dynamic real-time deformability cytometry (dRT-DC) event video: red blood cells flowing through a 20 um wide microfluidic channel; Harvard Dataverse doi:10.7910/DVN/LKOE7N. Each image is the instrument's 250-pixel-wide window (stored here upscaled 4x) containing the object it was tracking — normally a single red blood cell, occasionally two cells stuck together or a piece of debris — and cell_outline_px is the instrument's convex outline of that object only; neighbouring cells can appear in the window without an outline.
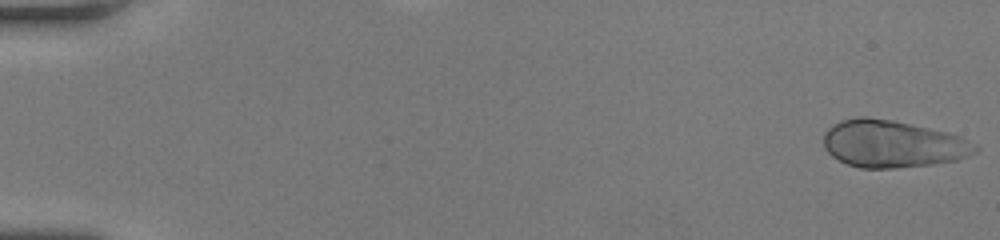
{"species": "human", "species_latin": "Homo sapiens", "temperature_condition": "room temperature", "stored_images_in_passage": 43, "camera_frame_rate_fps": 3000, "um_per_image_px": 0.085, "donor": {"sex": "female"}, "frame": {"image": 1, "passage_image": 1, "time_ms": 0.0, "image_size_px": [1000, 240], "cell_outline_px": [[980, 148], [976, 152], [968, 156], [956, 160], [932, 164], [896, 168], [860, 168], [848, 164], [832, 156], [824, 148], [824, 132], [832, 124], [840, 120], [856, 116], [868, 116], [892, 120], [948, 132], [960, 136], [976, 144]], "centroid_in_image_um": [75.86, 12.22], "position_along_channel_um": 9.1, "area_um2": 41.96}}
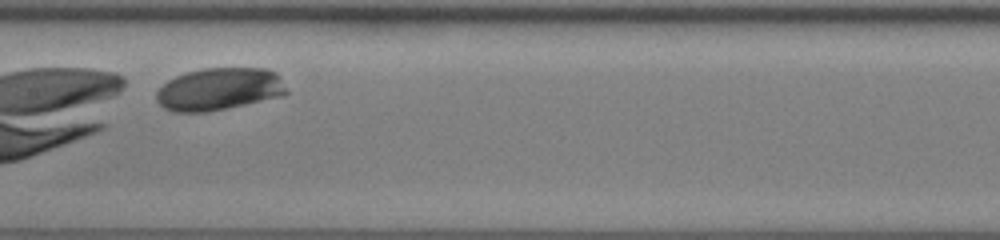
{"frame": {"image": 2, "passage_image": 29, "time_ms": 9.333, "image_size_px": [1000, 240], "cell_outline_px": [[288, 92], [284, 96], [208, 112], [172, 112], [164, 108], [156, 100], [156, 92], [168, 80], [176, 76], [188, 72], [204, 68], [264, 68], [276, 72], [280, 76]], "centroid_in_image_um": [18.65, 7.58], "position_along_channel_um": 188.8, "area_um2": 32.31}}
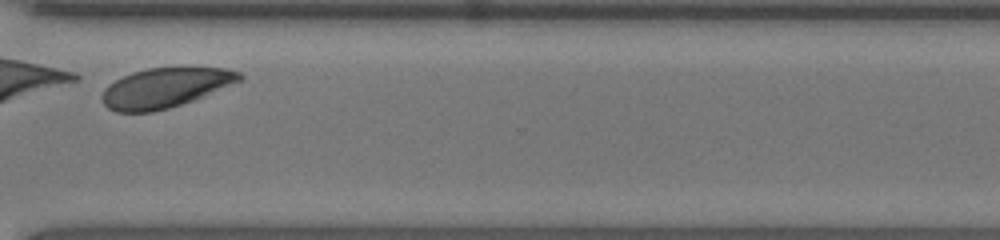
{"frame": {"image": 3, "passage_image": 42, "time_ms": 13.667, "image_size_px": [1000, 240], "cell_outline_px": [[244, 80], [192, 100], [168, 108], [152, 112], [116, 112], [108, 108], [104, 104], [100, 96], [104, 88], [108, 84], [132, 72], [148, 68], [224, 68], [240, 72], [244, 76]], "centroid_in_image_um": [14.02, 7.46], "position_along_channel_um": 356.6, "area_um2": 31.67}}